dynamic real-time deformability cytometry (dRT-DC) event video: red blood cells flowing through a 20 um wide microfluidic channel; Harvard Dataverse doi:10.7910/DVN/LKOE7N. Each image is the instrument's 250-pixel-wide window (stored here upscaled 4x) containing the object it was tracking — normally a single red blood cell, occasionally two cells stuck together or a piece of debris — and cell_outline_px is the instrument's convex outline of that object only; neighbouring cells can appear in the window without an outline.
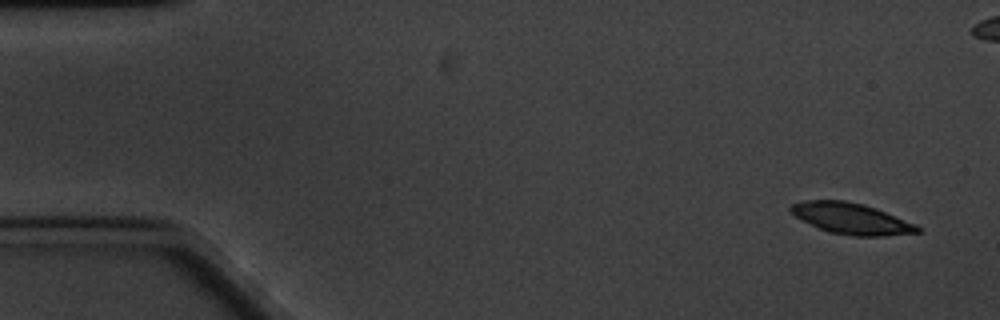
{"species": "common noctule bat (a hibernating species)", "species_latin": "Nyctalus noctula", "temperature_condition": "cold", "stored_images_in_passage": 59, "camera_frame_rate_fps": 3000, "um_per_image_px": 0.085, "animal": {"sex": "male", "body_mass_g": 20.1, "forearm_length_mm": 53.5}, "frame": {"image": 1, "passage_image": 1, "time_ms": 0.0, "image_size_px": [1000, 320], "cell_outline_px": [[920, 232], [884, 236], [852, 236], [832, 232], [820, 228], [796, 216], [788, 208], [792, 204], [804, 200], [844, 200], [876, 208], [916, 224], [920, 228]], "centroid_in_image_um": [72.39, 18.57], "position_along_channel_um": 12.6, "area_um2": 22.54}}
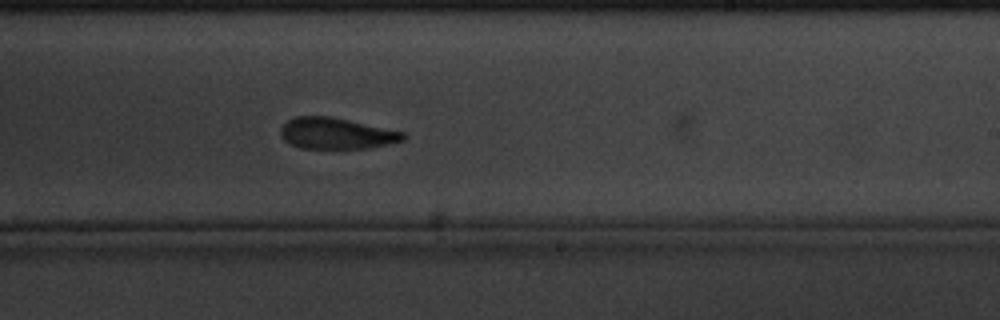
{"frame": {"image": 2, "passage_image": 34, "time_ms": 11.0, "image_size_px": [1000, 320], "cell_outline_px": [[404, 140], [372, 148], [300, 148], [284, 140], [280, 136], [280, 128], [292, 116], [332, 116], [404, 132]], "centroid_in_image_um": [28.56, 11.33], "position_along_channel_um": 260.4, "area_um2": 22.31}}
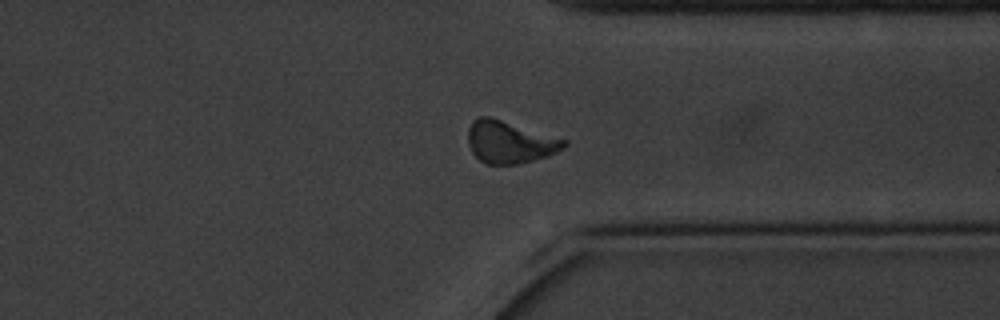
{"frame": {"image": 3, "passage_image": 44, "time_ms": 14.333, "image_size_px": [1000, 320], "cell_outline_px": [[568, 144], [564, 148], [548, 156], [516, 164], [484, 164], [472, 152], [468, 144], [468, 128], [472, 120], [480, 116], [488, 116], [568, 140]], "centroid_in_image_um": [43.31, 12.07], "position_along_channel_um": 368.1, "area_um2": 23.58}, "authors_computed_cell_mechanics": {"area_um2": 23.409, "velocity_mm_per_s": 3.2654, "shape_relaxation_time_tau1_ms": 2.688, "shape_relaxation_time_tau2_ms": null, "deformation_change_tau1": 0.1256, "deformation_change_tau2": null}}